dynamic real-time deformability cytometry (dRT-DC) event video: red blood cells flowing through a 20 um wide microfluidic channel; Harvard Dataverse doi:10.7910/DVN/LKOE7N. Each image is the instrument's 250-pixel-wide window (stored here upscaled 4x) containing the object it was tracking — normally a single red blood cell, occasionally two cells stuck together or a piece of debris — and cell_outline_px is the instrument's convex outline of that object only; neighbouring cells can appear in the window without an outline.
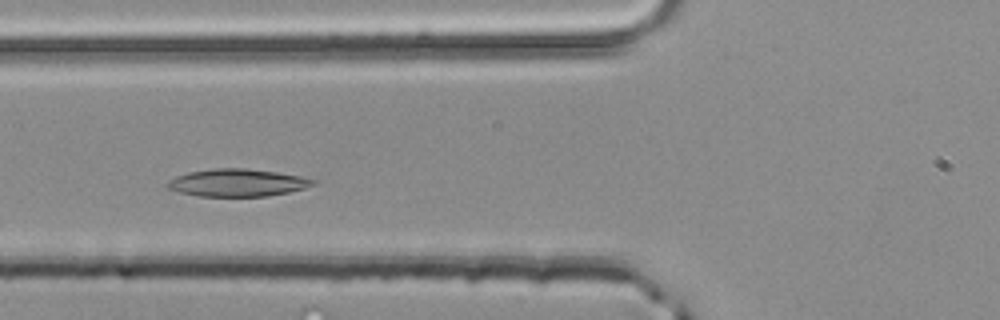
{"species": "common noctule bat (a hibernating species)", "species_latin": "Nyctalus noctula", "temperature_condition": "room temperature", "stored_images_in_passage": 36, "segment_of_instrument_passage": [1, 2], "camera_frame_rate_fps": 3000, "um_per_image_px": 0.085, "animal": {"sex": "male", "body_mass_g": 20.4}, "frame": {"image": 1, "passage_image": 4, "time_ms": 1.0, "image_size_px": [1000, 320], "cell_outline_px": [[316, 184], [304, 188], [288, 192], [268, 196], [196, 196], [180, 192], [168, 188], [168, 180], [176, 176], [188, 172], [216, 168], [244, 168], [276, 172], [300, 176], [316, 180]], "centroid_in_image_um": [20.18, 15.53], "position_along_channel_um": 105.6, "area_um2": 23.18}}
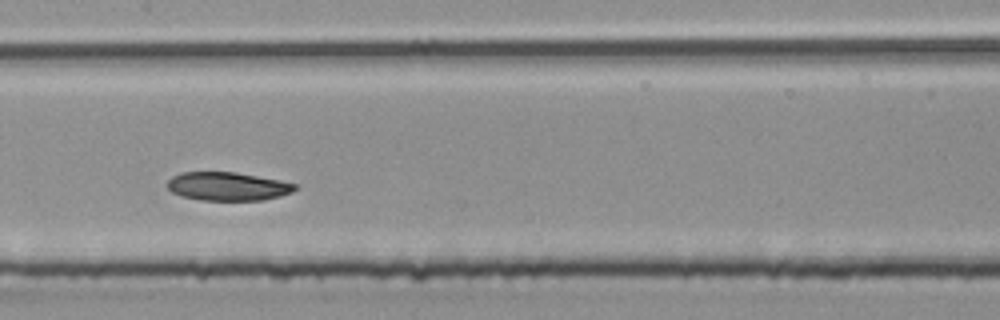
{"frame": {"image": 2, "passage_image": 10, "time_ms": 3.0, "image_size_px": [1000, 320], "cell_outline_px": [[300, 188], [292, 192], [280, 196], [260, 200], [200, 200], [180, 196], [172, 192], [168, 188], [168, 180], [172, 176], [180, 172], [236, 172], [280, 180], [300, 184]], "centroid_in_image_um": [19.39, 15.83], "position_along_channel_um": 188.0, "area_um2": 21.39}}
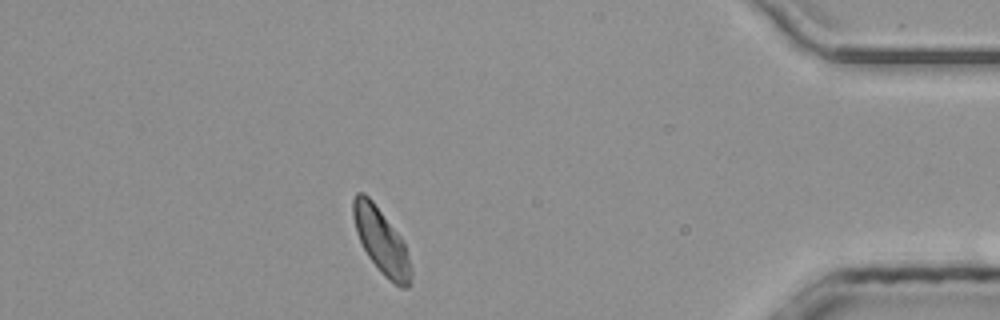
{"frame": {"image": 3, "passage_image": 29, "time_ms": 9.333, "image_size_px": [1000, 320], "cell_outline_px": [[412, 284], [408, 288], [400, 288], [388, 280], [380, 272], [368, 256], [356, 232], [352, 216], [352, 200], [356, 192], [364, 192], [372, 200], [404, 240], [412, 272]], "centroid_in_image_um": [32.42, 20.51], "position_along_channel_um": 402.8, "area_um2": 22.25}}